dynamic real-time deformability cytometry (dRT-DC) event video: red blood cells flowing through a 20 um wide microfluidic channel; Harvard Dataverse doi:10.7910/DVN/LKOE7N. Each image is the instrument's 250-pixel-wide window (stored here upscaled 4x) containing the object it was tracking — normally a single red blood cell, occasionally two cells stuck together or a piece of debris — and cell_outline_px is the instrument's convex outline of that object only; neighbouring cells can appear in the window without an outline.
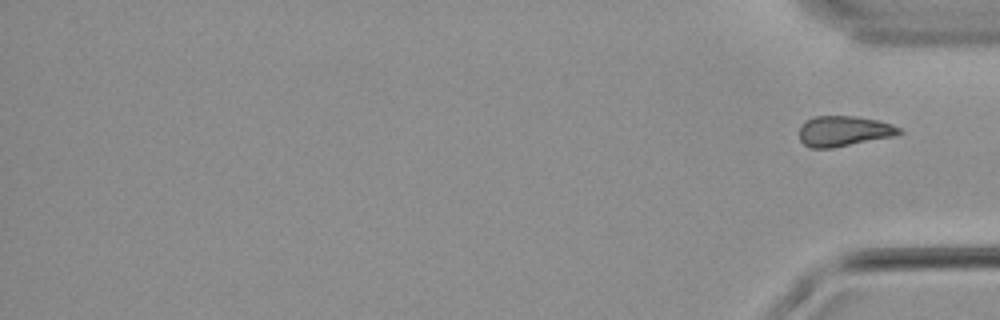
{"species": "common noctule bat (a hibernating species)", "species_latin": "Nyctalus noctula", "temperature_condition": "warm", "stored_images_in_passage": 42, "segment_of_instrument_passage": [2, 2], "camera_frame_rate_fps": 3000, "um_per_image_px": 0.085, "animal": {"sex": "male", "body_mass_g": 21.5, "forearm_length_mm": 52.0}, "frame": {"image": 1, "passage_image": 42, "time_ms": 13.667, "image_size_px": [1000, 320], "cell_outline_px": [[904, 132], [896, 136], [832, 148], [808, 148], [800, 140], [800, 124], [816, 116], [856, 116], [876, 120], [892, 124], [900, 128]], "centroid_in_image_um": [71.74, 11.15], "position_along_channel_um": 363.5, "area_um2": 17.8}}